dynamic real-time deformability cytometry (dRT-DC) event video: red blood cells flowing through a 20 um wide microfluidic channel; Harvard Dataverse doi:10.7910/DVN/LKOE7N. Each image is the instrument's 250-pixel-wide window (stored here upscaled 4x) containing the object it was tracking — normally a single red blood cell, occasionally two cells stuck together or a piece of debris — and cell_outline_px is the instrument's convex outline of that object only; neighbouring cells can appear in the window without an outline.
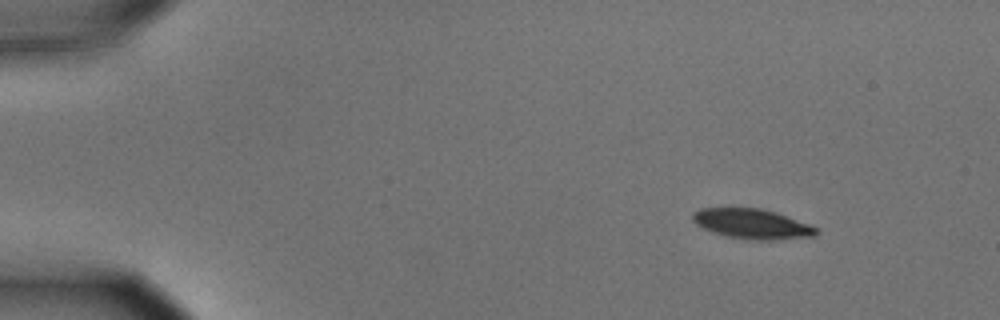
{"species": "common noctule bat (a hibernating species)", "species_latin": "Nyctalus noctula", "temperature_condition": "cold", "stored_images_in_passage": 5, "camera_frame_rate_fps": 3000, "um_per_image_px": 0.085, "animal": {"sex": "male", "body_mass_g": 15.6}, "frame": {"image": 1, "passage_image": 1, "time_ms": 0.0, "image_size_px": [1000, 320], "cell_outline_px": [[820, 232], [816, 236], [772, 240], [752, 240], [728, 236], [700, 228], [692, 220], [692, 212], [700, 208], [760, 208], [776, 212], [808, 224], [816, 228]], "centroid_in_image_um": [63.91, 19.03], "position_along_channel_um": 21.1, "area_um2": 21.56}}
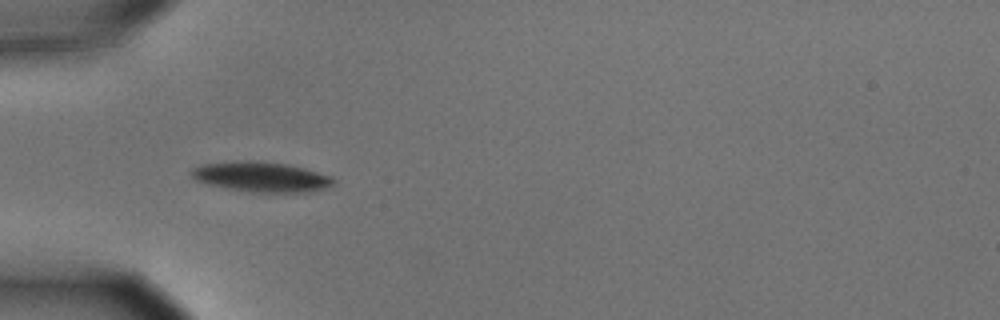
{"frame": {"image": 2, "passage_image": 4, "time_ms": 1.0, "image_size_px": [1000, 320], "cell_outline_px": [[336, 180], [332, 184], [324, 188], [308, 192], [252, 192], [228, 188], [208, 184], [196, 180], [188, 172], [192, 168], [204, 164], [240, 160], [252, 160], [288, 164], [304, 168], [332, 176]], "centroid_in_image_um": [22.2, 15.02], "position_along_channel_um": 62.8, "area_um2": 24.85}}
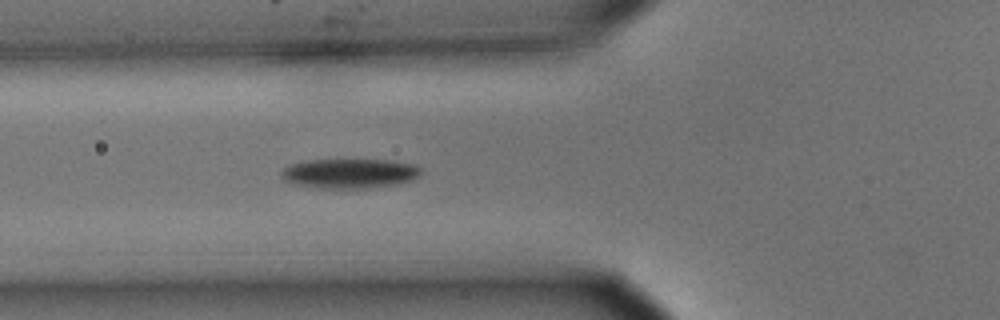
{"frame": {"image": 3, "passage_image": 5, "time_ms": 1.333, "image_size_px": [1000, 320], "cell_outline_px": [[420, 172], [412, 180], [372, 188], [320, 188], [292, 184], [284, 180], [280, 176], [280, 172], [288, 164], [308, 160], [388, 160], [412, 164], [420, 168]], "centroid_in_image_um": [29.62, 14.74], "position_along_channel_um": 96.2, "area_um2": 23.99}}